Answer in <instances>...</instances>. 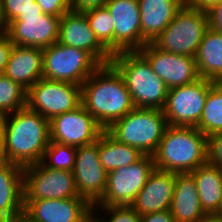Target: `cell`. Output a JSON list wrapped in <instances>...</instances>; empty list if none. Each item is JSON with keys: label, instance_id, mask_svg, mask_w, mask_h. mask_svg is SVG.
Listing matches in <instances>:
<instances>
[{"label": "cell", "instance_id": "6da1fadb", "mask_svg": "<svg viewBox=\"0 0 222 222\" xmlns=\"http://www.w3.org/2000/svg\"><path fill=\"white\" fill-rule=\"evenodd\" d=\"M50 142L49 120L27 106L3 116L5 161L27 167L42 161Z\"/></svg>", "mask_w": 222, "mask_h": 222}, {"label": "cell", "instance_id": "7a4b0ae2", "mask_svg": "<svg viewBox=\"0 0 222 222\" xmlns=\"http://www.w3.org/2000/svg\"><path fill=\"white\" fill-rule=\"evenodd\" d=\"M81 104L106 130L135 108L123 77L111 64L101 65L81 85Z\"/></svg>", "mask_w": 222, "mask_h": 222}, {"label": "cell", "instance_id": "3957f363", "mask_svg": "<svg viewBox=\"0 0 222 222\" xmlns=\"http://www.w3.org/2000/svg\"><path fill=\"white\" fill-rule=\"evenodd\" d=\"M207 153V137L199 129L168 125L152 156L155 169L182 174L206 163Z\"/></svg>", "mask_w": 222, "mask_h": 222}, {"label": "cell", "instance_id": "277c9868", "mask_svg": "<svg viewBox=\"0 0 222 222\" xmlns=\"http://www.w3.org/2000/svg\"><path fill=\"white\" fill-rule=\"evenodd\" d=\"M121 74L135 107L162 110L168 88L138 51H122L110 62Z\"/></svg>", "mask_w": 222, "mask_h": 222}, {"label": "cell", "instance_id": "5b68a950", "mask_svg": "<svg viewBox=\"0 0 222 222\" xmlns=\"http://www.w3.org/2000/svg\"><path fill=\"white\" fill-rule=\"evenodd\" d=\"M168 124L163 110L135 107L113 122L106 131L117 141L153 155Z\"/></svg>", "mask_w": 222, "mask_h": 222}, {"label": "cell", "instance_id": "8992f818", "mask_svg": "<svg viewBox=\"0 0 222 222\" xmlns=\"http://www.w3.org/2000/svg\"><path fill=\"white\" fill-rule=\"evenodd\" d=\"M208 29L207 12L185 3L153 44L166 52L194 57Z\"/></svg>", "mask_w": 222, "mask_h": 222}, {"label": "cell", "instance_id": "52a82bcc", "mask_svg": "<svg viewBox=\"0 0 222 222\" xmlns=\"http://www.w3.org/2000/svg\"><path fill=\"white\" fill-rule=\"evenodd\" d=\"M101 64L87 51L59 42L43 49V78L77 85L94 73Z\"/></svg>", "mask_w": 222, "mask_h": 222}, {"label": "cell", "instance_id": "ba28073f", "mask_svg": "<svg viewBox=\"0 0 222 222\" xmlns=\"http://www.w3.org/2000/svg\"><path fill=\"white\" fill-rule=\"evenodd\" d=\"M155 169L154 158L143 155L138 161L107 173V185L93 207L131 206Z\"/></svg>", "mask_w": 222, "mask_h": 222}, {"label": "cell", "instance_id": "9c48e42d", "mask_svg": "<svg viewBox=\"0 0 222 222\" xmlns=\"http://www.w3.org/2000/svg\"><path fill=\"white\" fill-rule=\"evenodd\" d=\"M81 85L42 78L27 90V107L49 121L81 105Z\"/></svg>", "mask_w": 222, "mask_h": 222}, {"label": "cell", "instance_id": "30bf717a", "mask_svg": "<svg viewBox=\"0 0 222 222\" xmlns=\"http://www.w3.org/2000/svg\"><path fill=\"white\" fill-rule=\"evenodd\" d=\"M216 82L205 78L168 89L163 110L170 126L196 127L199 123L209 89Z\"/></svg>", "mask_w": 222, "mask_h": 222}, {"label": "cell", "instance_id": "8fae6325", "mask_svg": "<svg viewBox=\"0 0 222 222\" xmlns=\"http://www.w3.org/2000/svg\"><path fill=\"white\" fill-rule=\"evenodd\" d=\"M82 197L76 191L72 171L55 170L42 162L24 167L23 200Z\"/></svg>", "mask_w": 222, "mask_h": 222}, {"label": "cell", "instance_id": "7c38bea8", "mask_svg": "<svg viewBox=\"0 0 222 222\" xmlns=\"http://www.w3.org/2000/svg\"><path fill=\"white\" fill-rule=\"evenodd\" d=\"M60 18L42 10H28L10 21L4 32L14 45L45 49L58 42Z\"/></svg>", "mask_w": 222, "mask_h": 222}, {"label": "cell", "instance_id": "4fadbf2b", "mask_svg": "<svg viewBox=\"0 0 222 222\" xmlns=\"http://www.w3.org/2000/svg\"><path fill=\"white\" fill-rule=\"evenodd\" d=\"M50 142L80 147L94 143L105 130L81 104L49 121Z\"/></svg>", "mask_w": 222, "mask_h": 222}, {"label": "cell", "instance_id": "5bb4252c", "mask_svg": "<svg viewBox=\"0 0 222 222\" xmlns=\"http://www.w3.org/2000/svg\"><path fill=\"white\" fill-rule=\"evenodd\" d=\"M31 222H93V205L84 197L23 200Z\"/></svg>", "mask_w": 222, "mask_h": 222}, {"label": "cell", "instance_id": "9a60e30c", "mask_svg": "<svg viewBox=\"0 0 222 222\" xmlns=\"http://www.w3.org/2000/svg\"><path fill=\"white\" fill-rule=\"evenodd\" d=\"M138 52L149 62L154 73L168 89L190 84L200 77L195 58L163 51L147 43Z\"/></svg>", "mask_w": 222, "mask_h": 222}, {"label": "cell", "instance_id": "2e32d148", "mask_svg": "<svg viewBox=\"0 0 222 222\" xmlns=\"http://www.w3.org/2000/svg\"><path fill=\"white\" fill-rule=\"evenodd\" d=\"M72 173L79 196L94 205L107 185V172L99 159V138L94 143L77 147Z\"/></svg>", "mask_w": 222, "mask_h": 222}, {"label": "cell", "instance_id": "e0dca14e", "mask_svg": "<svg viewBox=\"0 0 222 222\" xmlns=\"http://www.w3.org/2000/svg\"><path fill=\"white\" fill-rule=\"evenodd\" d=\"M114 22V54L142 48L138 0H108L105 4Z\"/></svg>", "mask_w": 222, "mask_h": 222}, {"label": "cell", "instance_id": "ac0fdd59", "mask_svg": "<svg viewBox=\"0 0 222 222\" xmlns=\"http://www.w3.org/2000/svg\"><path fill=\"white\" fill-rule=\"evenodd\" d=\"M58 42L87 51L101 65L111 62L112 55L99 43L82 12L69 10L60 18Z\"/></svg>", "mask_w": 222, "mask_h": 222}, {"label": "cell", "instance_id": "d6986e66", "mask_svg": "<svg viewBox=\"0 0 222 222\" xmlns=\"http://www.w3.org/2000/svg\"><path fill=\"white\" fill-rule=\"evenodd\" d=\"M176 174L154 169L131 207L138 215L170 210Z\"/></svg>", "mask_w": 222, "mask_h": 222}, {"label": "cell", "instance_id": "ffe728a7", "mask_svg": "<svg viewBox=\"0 0 222 222\" xmlns=\"http://www.w3.org/2000/svg\"><path fill=\"white\" fill-rule=\"evenodd\" d=\"M23 170L11 162H0L1 222H16L24 213Z\"/></svg>", "mask_w": 222, "mask_h": 222}, {"label": "cell", "instance_id": "44dd1931", "mask_svg": "<svg viewBox=\"0 0 222 222\" xmlns=\"http://www.w3.org/2000/svg\"><path fill=\"white\" fill-rule=\"evenodd\" d=\"M3 74L28 90L43 78V49L13 45Z\"/></svg>", "mask_w": 222, "mask_h": 222}, {"label": "cell", "instance_id": "7402d4cb", "mask_svg": "<svg viewBox=\"0 0 222 222\" xmlns=\"http://www.w3.org/2000/svg\"><path fill=\"white\" fill-rule=\"evenodd\" d=\"M185 3L186 0H138L142 47L155 41Z\"/></svg>", "mask_w": 222, "mask_h": 222}, {"label": "cell", "instance_id": "603a6c76", "mask_svg": "<svg viewBox=\"0 0 222 222\" xmlns=\"http://www.w3.org/2000/svg\"><path fill=\"white\" fill-rule=\"evenodd\" d=\"M170 212L175 222H198L206 215L200 205L195 179L190 173L176 174Z\"/></svg>", "mask_w": 222, "mask_h": 222}, {"label": "cell", "instance_id": "cb8c5ba5", "mask_svg": "<svg viewBox=\"0 0 222 222\" xmlns=\"http://www.w3.org/2000/svg\"><path fill=\"white\" fill-rule=\"evenodd\" d=\"M190 174L195 179L204 213L217 214L222 202V169L207 161Z\"/></svg>", "mask_w": 222, "mask_h": 222}, {"label": "cell", "instance_id": "d4e9b609", "mask_svg": "<svg viewBox=\"0 0 222 222\" xmlns=\"http://www.w3.org/2000/svg\"><path fill=\"white\" fill-rule=\"evenodd\" d=\"M200 77L222 82V34L211 28L203 37L194 56Z\"/></svg>", "mask_w": 222, "mask_h": 222}, {"label": "cell", "instance_id": "484cf974", "mask_svg": "<svg viewBox=\"0 0 222 222\" xmlns=\"http://www.w3.org/2000/svg\"><path fill=\"white\" fill-rule=\"evenodd\" d=\"M143 155L136 147L117 141L106 130L99 136V159L107 173L130 165Z\"/></svg>", "mask_w": 222, "mask_h": 222}, {"label": "cell", "instance_id": "4316f807", "mask_svg": "<svg viewBox=\"0 0 222 222\" xmlns=\"http://www.w3.org/2000/svg\"><path fill=\"white\" fill-rule=\"evenodd\" d=\"M196 128L207 138L213 134L222 132V82H216L209 89Z\"/></svg>", "mask_w": 222, "mask_h": 222}, {"label": "cell", "instance_id": "83f0119b", "mask_svg": "<svg viewBox=\"0 0 222 222\" xmlns=\"http://www.w3.org/2000/svg\"><path fill=\"white\" fill-rule=\"evenodd\" d=\"M83 13L99 43L114 55V22L108 9L104 6Z\"/></svg>", "mask_w": 222, "mask_h": 222}, {"label": "cell", "instance_id": "f1b7e54d", "mask_svg": "<svg viewBox=\"0 0 222 222\" xmlns=\"http://www.w3.org/2000/svg\"><path fill=\"white\" fill-rule=\"evenodd\" d=\"M27 106V90L0 74V116L14 113Z\"/></svg>", "mask_w": 222, "mask_h": 222}, {"label": "cell", "instance_id": "f546056e", "mask_svg": "<svg viewBox=\"0 0 222 222\" xmlns=\"http://www.w3.org/2000/svg\"><path fill=\"white\" fill-rule=\"evenodd\" d=\"M76 152L77 147L49 142L41 162L51 169L73 171Z\"/></svg>", "mask_w": 222, "mask_h": 222}, {"label": "cell", "instance_id": "4dcf8cb0", "mask_svg": "<svg viewBox=\"0 0 222 222\" xmlns=\"http://www.w3.org/2000/svg\"><path fill=\"white\" fill-rule=\"evenodd\" d=\"M99 210L109 215L107 220L99 216L101 215ZM93 222H140V215L131 206L93 207Z\"/></svg>", "mask_w": 222, "mask_h": 222}, {"label": "cell", "instance_id": "1f68e13d", "mask_svg": "<svg viewBox=\"0 0 222 222\" xmlns=\"http://www.w3.org/2000/svg\"><path fill=\"white\" fill-rule=\"evenodd\" d=\"M4 26L28 10H41L36 0H0Z\"/></svg>", "mask_w": 222, "mask_h": 222}, {"label": "cell", "instance_id": "d6a6232c", "mask_svg": "<svg viewBox=\"0 0 222 222\" xmlns=\"http://www.w3.org/2000/svg\"><path fill=\"white\" fill-rule=\"evenodd\" d=\"M207 161L222 169V132L207 138Z\"/></svg>", "mask_w": 222, "mask_h": 222}, {"label": "cell", "instance_id": "836d02e7", "mask_svg": "<svg viewBox=\"0 0 222 222\" xmlns=\"http://www.w3.org/2000/svg\"><path fill=\"white\" fill-rule=\"evenodd\" d=\"M42 12L55 17H62L71 10L69 0H36Z\"/></svg>", "mask_w": 222, "mask_h": 222}, {"label": "cell", "instance_id": "e575fe53", "mask_svg": "<svg viewBox=\"0 0 222 222\" xmlns=\"http://www.w3.org/2000/svg\"><path fill=\"white\" fill-rule=\"evenodd\" d=\"M209 28L222 34V0L206 10Z\"/></svg>", "mask_w": 222, "mask_h": 222}, {"label": "cell", "instance_id": "d590c367", "mask_svg": "<svg viewBox=\"0 0 222 222\" xmlns=\"http://www.w3.org/2000/svg\"><path fill=\"white\" fill-rule=\"evenodd\" d=\"M13 45L7 34L0 32V74L4 73Z\"/></svg>", "mask_w": 222, "mask_h": 222}, {"label": "cell", "instance_id": "8d00e7d4", "mask_svg": "<svg viewBox=\"0 0 222 222\" xmlns=\"http://www.w3.org/2000/svg\"><path fill=\"white\" fill-rule=\"evenodd\" d=\"M108 0H72L71 10L75 12H85L91 9L104 7Z\"/></svg>", "mask_w": 222, "mask_h": 222}, {"label": "cell", "instance_id": "74e56055", "mask_svg": "<svg viewBox=\"0 0 222 222\" xmlns=\"http://www.w3.org/2000/svg\"><path fill=\"white\" fill-rule=\"evenodd\" d=\"M140 222H175L170 210L147 213L140 216Z\"/></svg>", "mask_w": 222, "mask_h": 222}, {"label": "cell", "instance_id": "f35d334b", "mask_svg": "<svg viewBox=\"0 0 222 222\" xmlns=\"http://www.w3.org/2000/svg\"><path fill=\"white\" fill-rule=\"evenodd\" d=\"M221 0H186V4L198 8L200 10H208L212 5L220 2Z\"/></svg>", "mask_w": 222, "mask_h": 222}, {"label": "cell", "instance_id": "ab89813d", "mask_svg": "<svg viewBox=\"0 0 222 222\" xmlns=\"http://www.w3.org/2000/svg\"><path fill=\"white\" fill-rule=\"evenodd\" d=\"M198 222H222V217L218 216L217 214L205 215Z\"/></svg>", "mask_w": 222, "mask_h": 222}, {"label": "cell", "instance_id": "60d3db41", "mask_svg": "<svg viewBox=\"0 0 222 222\" xmlns=\"http://www.w3.org/2000/svg\"><path fill=\"white\" fill-rule=\"evenodd\" d=\"M2 137H3V116H0V162L4 160L2 153Z\"/></svg>", "mask_w": 222, "mask_h": 222}, {"label": "cell", "instance_id": "b9f144b4", "mask_svg": "<svg viewBox=\"0 0 222 222\" xmlns=\"http://www.w3.org/2000/svg\"><path fill=\"white\" fill-rule=\"evenodd\" d=\"M5 30L4 22H3V17L1 13V4H0V32H3Z\"/></svg>", "mask_w": 222, "mask_h": 222}, {"label": "cell", "instance_id": "7bdbcfd3", "mask_svg": "<svg viewBox=\"0 0 222 222\" xmlns=\"http://www.w3.org/2000/svg\"><path fill=\"white\" fill-rule=\"evenodd\" d=\"M16 222H31L24 215H22Z\"/></svg>", "mask_w": 222, "mask_h": 222}, {"label": "cell", "instance_id": "ee69618b", "mask_svg": "<svg viewBox=\"0 0 222 222\" xmlns=\"http://www.w3.org/2000/svg\"><path fill=\"white\" fill-rule=\"evenodd\" d=\"M217 215L222 217V202H221L220 209H219Z\"/></svg>", "mask_w": 222, "mask_h": 222}]
</instances>
